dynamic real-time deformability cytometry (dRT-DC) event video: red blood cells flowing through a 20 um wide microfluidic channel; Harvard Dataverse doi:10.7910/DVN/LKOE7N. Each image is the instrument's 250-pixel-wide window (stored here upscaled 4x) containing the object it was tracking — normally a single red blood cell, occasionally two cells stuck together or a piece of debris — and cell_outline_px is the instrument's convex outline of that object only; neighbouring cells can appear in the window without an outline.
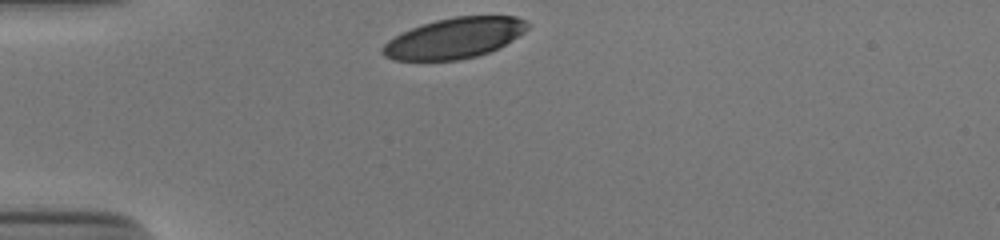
{"species": "human", "species_latin": "Homo sapiens", "temperature_condition": "cold", "stored_images_in_passage": 30, "camera_frame_rate_fps": 3000, "um_per_image_px": 0.085, "donor": {"sex": "male"}, "frame": {"image": 1, "passage_image": 1, "time_ms": 0.0, "image_size_px": [1000, 240], "cell_outline_px": [[532, 24], [524, 32], [500, 48], [476, 56], [456, 60], [392, 60], [384, 56], [380, 52], [380, 48], [388, 40], [412, 28], [436, 20], [456, 16], [516, 16]], "centroid_in_image_um": [38.64, 3.24], "position_along_channel_um": 46.4, "area_um2": 34.16}}
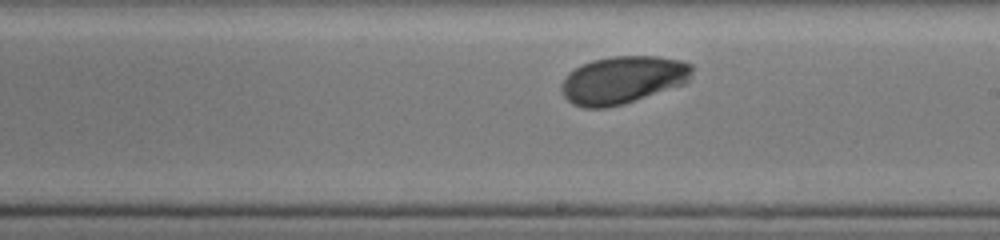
{"frame": {"image": 2, "passage_image": 18, "time_ms": 5.667, "image_size_px": [1000, 240], "cell_outline_px": [[692, 72], [688, 80], [684, 84], [624, 104], [608, 108], [584, 108], [572, 104], [564, 96], [560, 88], [568, 72], [592, 60], [612, 56], [656, 56], [680, 60], [692, 64]], "centroid_in_image_um": [52.93, 6.8], "position_along_channel_um": 236.1, "area_um2": 36.24}}
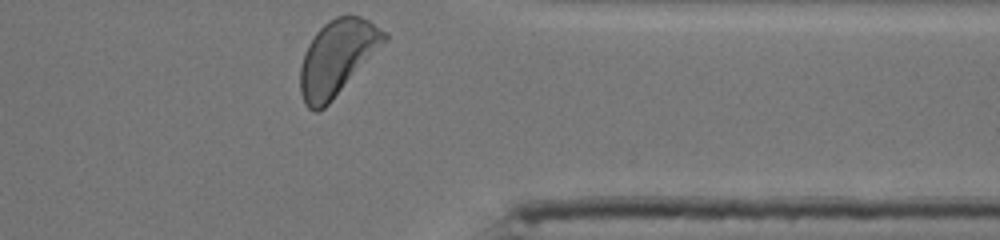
{"frame": {"image": 3, "passage_image": 30, "time_ms": 9.667, "image_size_px": [1000, 240], "cell_outline_px": [[388, 40], [332, 100], [324, 108], [316, 112], [312, 112], [304, 104], [300, 92], [300, 68], [304, 52], [308, 44], [316, 32], [328, 20], [336, 16], [360, 16], [368, 20], [388, 32]], "centroid_in_image_um": [28.66, 4.9], "position_along_channel_um": 382.7, "area_um2": 36.82}, "authors_computed_cell_mechanics": {"area_um2": 36.3273, "velocity_mm_per_s": 3.8229, "shape_relaxation_time_tau1_ms": 3.339, "shape_relaxation_time_tau2_ms": null, "deformation_change_tau1": 0.1521, "deformation_change_tau2": null}}